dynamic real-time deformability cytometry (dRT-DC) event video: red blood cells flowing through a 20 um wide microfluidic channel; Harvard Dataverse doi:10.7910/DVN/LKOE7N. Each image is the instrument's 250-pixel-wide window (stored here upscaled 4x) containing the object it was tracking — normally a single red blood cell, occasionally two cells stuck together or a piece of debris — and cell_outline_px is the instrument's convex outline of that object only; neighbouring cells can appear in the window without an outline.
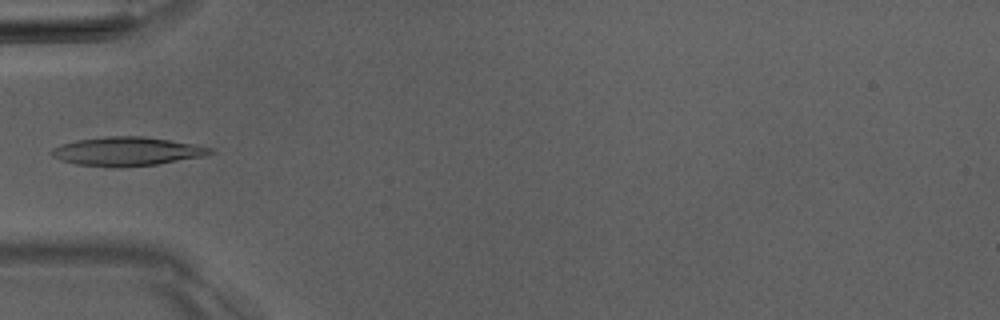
{"species": "Egyptian fruit bat (a non-hibernating species)", "species_latin": "Rousettus aegyptiacus", "temperature_condition": "room temperature", "stored_images_in_passage": 6, "camera_frame_rate_fps": 3000, "um_per_image_px": 0.085, "animal": {"sex": "male"}, "frame": {"image": 1, "passage_image": 5, "time_ms": 5.0, "image_size_px": [1000, 320], "cell_outline_px": [[216, 152], [208, 156], [156, 164], [116, 168], [108, 168], [76, 164], [60, 160], [52, 156], [48, 152], [52, 148], [76, 140], [108, 136], [144, 136], [196, 144], [212, 148]], "centroid_in_image_um": [10.82, 12.88], "position_along_channel_um": 74.2, "area_um2": 26.99}}